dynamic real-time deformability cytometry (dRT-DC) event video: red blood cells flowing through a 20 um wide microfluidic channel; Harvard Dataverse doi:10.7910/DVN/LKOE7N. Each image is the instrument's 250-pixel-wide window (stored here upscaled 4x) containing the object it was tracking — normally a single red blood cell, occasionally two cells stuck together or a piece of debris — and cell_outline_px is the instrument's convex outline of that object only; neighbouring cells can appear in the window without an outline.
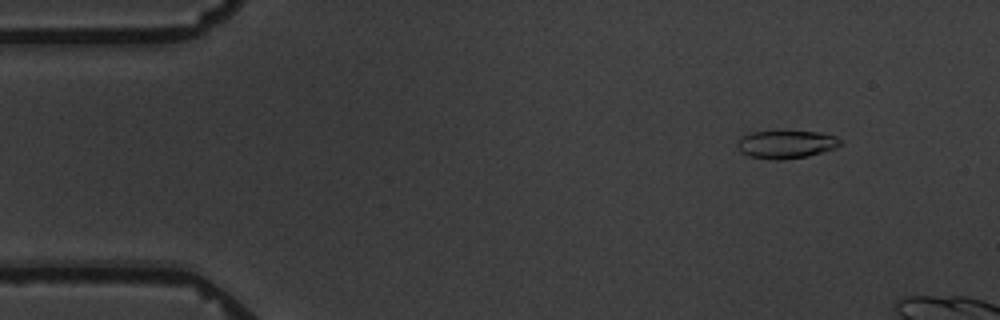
{"species": "common noctule bat (a hibernating species)", "species_latin": "Nyctalus noctula", "temperature_condition": "warm", "stored_images_in_passage": 3, "camera_frame_rate_fps": 3000, "um_per_image_px": 0.085, "animal": {"sex": "male", "body_mass_g": 19.5, "forearm_length_mm": 54.6}, "frame": {"image": 1, "passage_image": 1, "time_ms": 0.0, "image_size_px": [1000, 320], "cell_outline_px": [[844, 144], [836, 148], [808, 156], [784, 160], [776, 160], [748, 156], [740, 152], [736, 144], [740, 136], [752, 132], [820, 132], [836, 136]], "centroid_in_image_um": [66.82, 12.28], "position_along_channel_um": 18.2, "area_um2": 16.88}}